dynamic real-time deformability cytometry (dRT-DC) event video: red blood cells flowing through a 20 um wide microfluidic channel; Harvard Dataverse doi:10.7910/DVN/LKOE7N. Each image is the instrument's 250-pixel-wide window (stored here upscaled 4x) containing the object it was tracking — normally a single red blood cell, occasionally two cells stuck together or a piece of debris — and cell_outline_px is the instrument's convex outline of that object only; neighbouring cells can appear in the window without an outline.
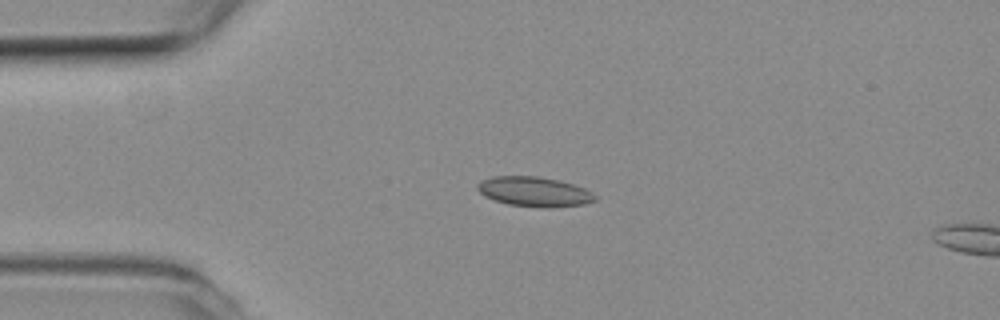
{"species": "common noctule bat (a hibernating species)", "species_latin": "Nyctalus noctula", "temperature_condition": "room temperature", "stored_images_in_passage": 55, "segment_of_instrument_passage": [1, 2], "camera_frame_rate_fps": 3000, "um_per_image_px": 0.085, "animal": {"sex": "female", "body_mass_g": 19.3, "forearm_length_mm": 54.1}, "frame": {"image": 1, "passage_image": 12, "time_ms": 3.667, "image_size_px": [1000, 320], "cell_outline_px": [[596, 200], [584, 204], [544, 208], [508, 204], [484, 196], [476, 188], [476, 184], [492, 176], [536, 176], [556, 180], [572, 184], [584, 188], [592, 192], [596, 196]], "centroid_in_image_um": [45.4, 16.29], "position_along_channel_um": 39.6, "area_um2": 20.17}}
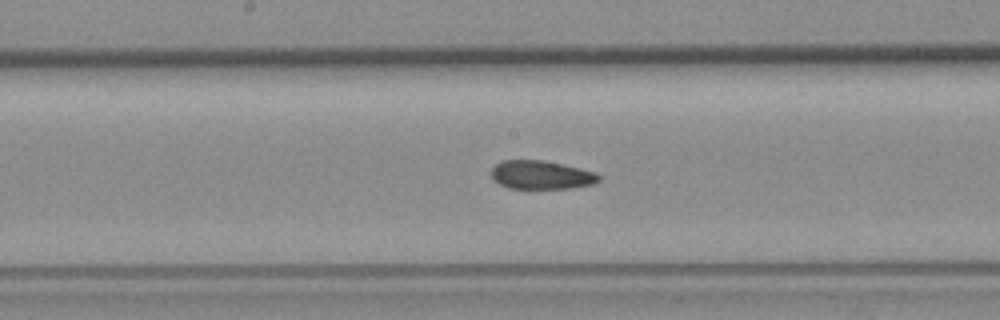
{"frame": {"image": 2, "passage_image": 27, "time_ms": 8.667, "image_size_px": [1000, 320], "cell_outline_px": [[600, 180], [592, 184], [568, 188], [508, 188], [492, 180], [492, 168], [496, 164], [504, 160], [544, 160], [580, 168], [596, 172], [600, 176]], "centroid_in_image_um": [46.0, 14.86], "position_along_channel_um": 202.2, "area_um2": 17.8}}
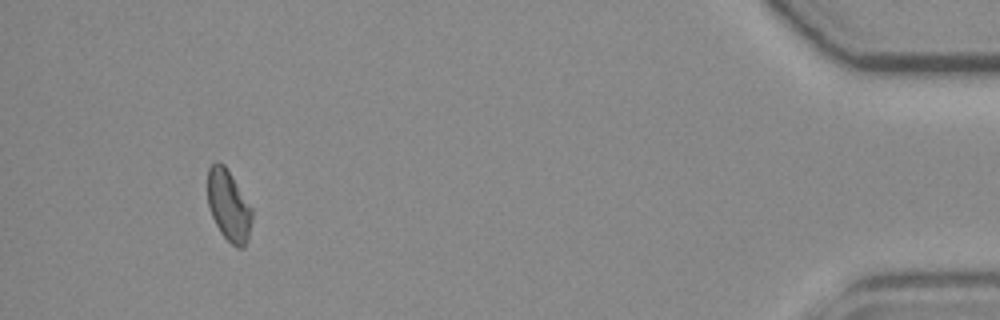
{"frame": {"image": 3, "passage_image": 50, "time_ms": 16.333, "image_size_px": [1000, 320], "cell_outline_px": [[252, 220], [248, 236], [244, 248], [236, 248], [220, 232], [208, 208], [208, 168], [216, 160], [224, 164], [232, 176], [252, 208]], "centroid_in_image_um": [19.43, 17.47], "position_along_channel_um": 415.8, "area_um2": 18.32}}